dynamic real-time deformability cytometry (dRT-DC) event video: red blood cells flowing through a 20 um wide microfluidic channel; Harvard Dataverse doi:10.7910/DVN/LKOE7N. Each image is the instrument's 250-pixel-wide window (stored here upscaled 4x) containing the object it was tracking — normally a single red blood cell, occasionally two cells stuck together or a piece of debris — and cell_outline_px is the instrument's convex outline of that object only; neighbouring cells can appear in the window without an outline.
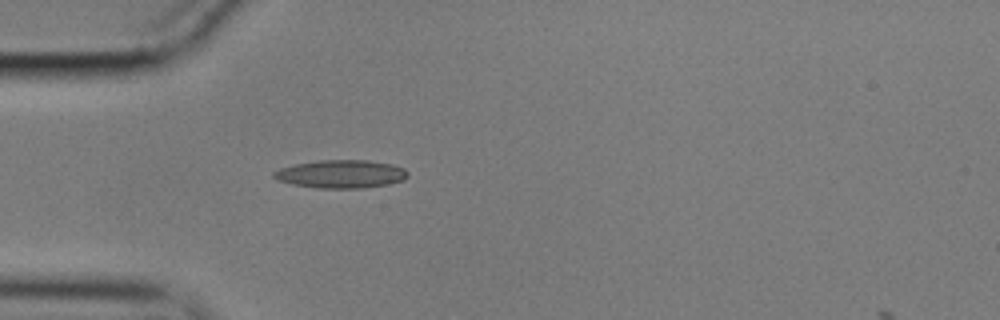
{"species": "common noctule bat (a hibernating species)", "species_latin": "Nyctalus noctula", "temperature_condition": "cold", "stored_images_in_passage": 40, "camera_frame_rate_fps": 3000, "um_per_image_px": 0.085, "animal": {"sex": "male", "body_mass_g": 17.9}, "frame": {"image": 1, "passage_image": 1, "time_ms": 0.0, "image_size_px": [1000, 320], "cell_outline_px": [[408, 176], [404, 180], [388, 184], [360, 188], [316, 188], [292, 184], [276, 180], [272, 176], [272, 172], [280, 168], [296, 164], [320, 160], [368, 160], [392, 164], [404, 168], [408, 172]], "centroid_in_image_um": [28.98, 14.79], "position_along_channel_um": 56.0, "area_um2": 22.02}}
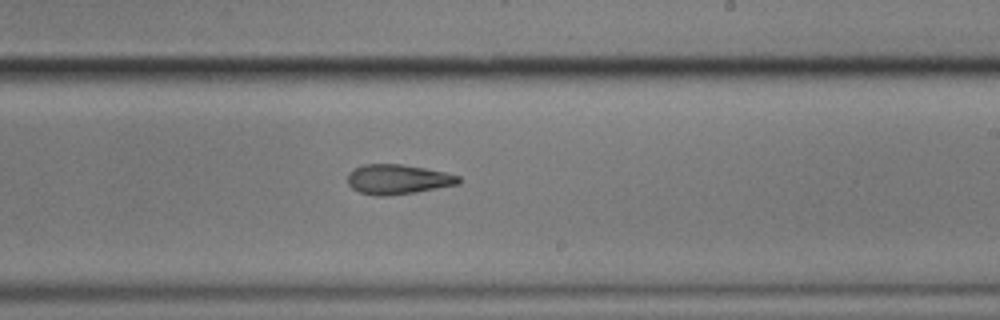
{"frame": {"image": 2, "passage_image": 18, "time_ms": 5.667, "image_size_px": [1000, 320], "cell_outline_px": [[464, 180], [460, 184], [416, 192], [388, 196], [376, 196], [360, 192], [352, 188], [348, 184], [348, 172], [364, 164], [400, 164], [424, 168], [444, 172], [460, 176]], "centroid_in_image_um": [33.85, 15.25], "position_along_channel_um": 255.2, "area_um2": 19.36}}
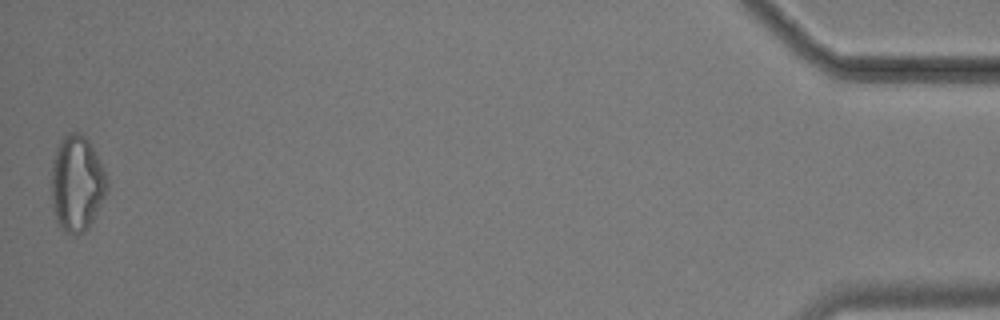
{"frame": {"image": 3, "passage_image": 40, "time_ms": 13.0, "image_size_px": [1000, 320], "cell_outline_px": [[108, 188], [88, 228], [84, 232], [76, 236], [72, 236], [64, 232], [56, 224], [52, 204], [52, 160], [56, 148], [60, 140], [68, 132], [80, 132], [88, 140], [100, 160], [108, 180]], "centroid_in_image_um": [6.51, 15.61], "position_along_channel_um": 428.7, "area_um2": 31.33}, "authors_computed_cell_mechanics": {"area_um2": 19.7676, "velocity_mm_per_s": 3.5932, "shape_relaxation_time_tau1_ms": 10.6852, "shape_relaxation_time_tau2_ms": 3.0982, "deformation_change_tau1": 0.2531, "deformation_change_tau2": 0.1284}}